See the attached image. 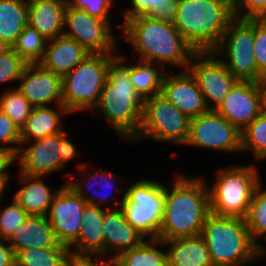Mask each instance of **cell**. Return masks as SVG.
Instances as JSON below:
<instances>
[{
	"instance_id": "cell-1",
	"label": "cell",
	"mask_w": 266,
	"mask_h": 266,
	"mask_svg": "<svg viewBox=\"0 0 266 266\" xmlns=\"http://www.w3.org/2000/svg\"><path fill=\"white\" fill-rule=\"evenodd\" d=\"M200 177L175 179L173 188L165 186L164 214L158 239L163 241L202 233L211 213L209 188Z\"/></svg>"
},
{
	"instance_id": "cell-2",
	"label": "cell",
	"mask_w": 266,
	"mask_h": 266,
	"mask_svg": "<svg viewBox=\"0 0 266 266\" xmlns=\"http://www.w3.org/2000/svg\"><path fill=\"white\" fill-rule=\"evenodd\" d=\"M120 26L122 34L140 55L141 61L159 64L164 68L170 64L187 70L191 57L196 53L174 24L136 16Z\"/></svg>"
},
{
	"instance_id": "cell-3",
	"label": "cell",
	"mask_w": 266,
	"mask_h": 266,
	"mask_svg": "<svg viewBox=\"0 0 266 266\" xmlns=\"http://www.w3.org/2000/svg\"><path fill=\"white\" fill-rule=\"evenodd\" d=\"M124 61L123 55H117L110 63L96 108L103 113L118 136L128 143L140 130L144 100L135 91L130 80V66Z\"/></svg>"
},
{
	"instance_id": "cell-4",
	"label": "cell",
	"mask_w": 266,
	"mask_h": 266,
	"mask_svg": "<svg viewBox=\"0 0 266 266\" xmlns=\"http://www.w3.org/2000/svg\"><path fill=\"white\" fill-rule=\"evenodd\" d=\"M233 19L231 0H178L173 24L195 52H213Z\"/></svg>"
},
{
	"instance_id": "cell-5",
	"label": "cell",
	"mask_w": 266,
	"mask_h": 266,
	"mask_svg": "<svg viewBox=\"0 0 266 266\" xmlns=\"http://www.w3.org/2000/svg\"><path fill=\"white\" fill-rule=\"evenodd\" d=\"M213 266H246L260 256L245 219L210 213L202 229Z\"/></svg>"
},
{
	"instance_id": "cell-6",
	"label": "cell",
	"mask_w": 266,
	"mask_h": 266,
	"mask_svg": "<svg viewBox=\"0 0 266 266\" xmlns=\"http://www.w3.org/2000/svg\"><path fill=\"white\" fill-rule=\"evenodd\" d=\"M123 192L121 200L112 197L114 208H121L128 223L145 238L157 239L164 214L165 185L142 179Z\"/></svg>"
},
{
	"instance_id": "cell-7",
	"label": "cell",
	"mask_w": 266,
	"mask_h": 266,
	"mask_svg": "<svg viewBox=\"0 0 266 266\" xmlns=\"http://www.w3.org/2000/svg\"><path fill=\"white\" fill-rule=\"evenodd\" d=\"M254 165L219 169L209 189L211 213L245 219L259 178Z\"/></svg>"
},
{
	"instance_id": "cell-8",
	"label": "cell",
	"mask_w": 266,
	"mask_h": 266,
	"mask_svg": "<svg viewBox=\"0 0 266 266\" xmlns=\"http://www.w3.org/2000/svg\"><path fill=\"white\" fill-rule=\"evenodd\" d=\"M116 54H89L62 77V104L70 113L95 108Z\"/></svg>"
},
{
	"instance_id": "cell-9",
	"label": "cell",
	"mask_w": 266,
	"mask_h": 266,
	"mask_svg": "<svg viewBox=\"0 0 266 266\" xmlns=\"http://www.w3.org/2000/svg\"><path fill=\"white\" fill-rule=\"evenodd\" d=\"M190 120L162 94L146 98L141 127L132 141L143 138L185 145L189 136Z\"/></svg>"
},
{
	"instance_id": "cell-10",
	"label": "cell",
	"mask_w": 266,
	"mask_h": 266,
	"mask_svg": "<svg viewBox=\"0 0 266 266\" xmlns=\"http://www.w3.org/2000/svg\"><path fill=\"white\" fill-rule=\"evenodd\" d=\"M225 67L240 81L259 82L254 56V19L234 18L227 27L219 46L213 51Z\"/></svg>"
},
{
	"instance_id": "cell-11",
	"label": "cell",
	"mask_w": 266,
	"mask_h": 266,
	"mask_svg": "<svg viewBox=\"0 0 266 266\" xmlns=\"http://www.w3.org/2000/svg\"><path fill=\"white\" fill-rule=\"evenodd\" d=\"M111 24L110 20L92 17L84 9H77L68 3L63 35L77 41L91 54H114L117 38Z\"/></svg>"
},
{
	"instance_id": "cell-12",
	"label": "cell",
	"mask_w": 266,
	"mask_h": 266,
	"mask_svg": "<svg viewBox=\"0 0 266 266\" xmlns=\"http://www.w3.org/2000/svg\"><path fill=\"white\" fill-rule=\"evenodd\" d=\"M187 70L194 77L209 110H215L238 81L214 52H196Z\"/></svg>"
},
{
	"instance_id": "cell-13",
	"label": "cell",
	"mask_w": 266,
	"mask_h": 266,
	"mask_svg": "<svg viewBox=\"0 0 266 266\" xmlns=\"http://www.w3.org/2000/svg\"><path fill=\"white\" fill-rule=\"evenodd\" d=\"M187 146L240 152L241 131L214 110L191 118Z\"/></svg>"
},
{
	"instance_id": "cell-14",
	"label": "cell",
	"mask_w": 266,
	"mask_h": 266,
	"mask_svg": "<svg viewBox=\"0 0 266 266\" xmlns=\"http://www.w3.org/2000/svg\"><path fill=\"white\" fill-rule=\"evenodd\" d=\"M86 205L67 183L59 188L46 218L60 244L69 248L77 240Z\"/></svg>"
},
{
	"instance_id": "cell-15",
	"label": "cell",
	"mask_w": 266,
	"mask_h": 266,
	"mask_svg": "<svg viewBox=\"0 0 266 266\" xmlns=\"http://www.w3.org/2000/svg\"><path fill=\"white\" fill-rule=\"evenodd\" d=\"M263 110L261 83L238 80L214 111L242 131Z\"/></svg>"
},
{
	"instance_id": "cell-16",
	"label": "cell",
	"mask_w": 266,
	"mask_h": 266,
	"mask_svg": "<svg viewBox=\"0 0 266 266\" xmlns=\"http://www.w3.org/2000/svg\"><path fill=\"white\" fill-rule=\"evenodd\" d=\"M61 150L62 132L23 143L12 158V163L18 161L20 172L25 175L43 177L64 168Z\"/></svg>"
},
{
	"instance_id": "cell-17",
	"label": "cell",
	"mask_w": 266,
	"mask_h": 266,
	"mask_svg": "<svg viewBox=\"0 0 266 266\" xmlns=\"http://www.w3.org/2000/svg\"><path fill=\"white\" fill-rule=\"evenodd\" d=\"M18 90L33 107L62 104V77L39 63L27 64L19 79Z\"/></svg>"
},
{
	"instance_id": "cell-18",
	"label": "cell",
	"mask_w": 266,
	"mask_h": 266,
	"mask_svg": "<svg viewBox=\"0 0 266 266\" xmlns=\"http://www.w3.org/2000/svg\"><path fill=\"white\" fill-rule=\"evenodd\" d=\"M161 94L190 119L209 112L194 77L186 69L163 78Z\"/></svg>"
},
{
	"instance_id": "cell-19",
	"label": "cell",
	"mask_w": 266,
	"mask_h": 266,
	"mask_svg": "<svg viewBox=\"0 0 266 266\" xmlns=\"http://www.w3.org/2000/svg\"><path fill=\"white\" fill-rule=\"evenodd\" d=\"M102 230L104 236V256L111 259L122 252L138 247L145 239L125 218L121 208L105 209Z\"/></svg>"
},
{
	"instance_id": "cell-20",
	"label": "cell",
	"mask_w": 266,
	"mask_h": 266,
	"mask_svg": "<svg viewBox=\"0 0 266 266\" xmlns=\"http://www.w3.org/2000/svg\"><path fill=\"white\" fill-rule=\"evenodd\" d=\"M106 208L87 204L77 240L69 247L72 257H104L102 223Z\"/></svg>"
},
{
	"instance_id": "cell-21",
	"label": "cell",
	"mask_w": 266,
	"mask_h": 266,
	"mask_svg": "<svg viewBox=\"0 0 266 266\" xmlns=\"http://www.w3.org/2000/svg\"><path fill=\"white\" fill-rule=\"evenodd\" d=\"M90 54L77 41L64 35L49 40L39 64L51 72L63 77L71 72Z\"/></svg>"
},
{
	"instance_id": "cell-22",
	"label": "cell",
	"mask_w": 266,
	"mask_h": 266,
	"mask_svg": "<svg viewBox=\"0 0 266 266\" xmlns=\"http://www.w3.org/2000/svg\"><path fill=\"white\" fill-rule=\"evenodd\" d=\"M68 0H27V24L48 40L62 36Z\"/></svg>"
},
{
	"instance_id": "cell-23",
	"label": "cell",
	"mask_w": 266,
	"mask_h": 266,
	"mask_svg": "<svg viewBox=\"0 0 266 266\" xmlns=\"http://www.w3.org/2000/svg\"><path fill=\"white\" fill-rule=\"evenodd\" d=\"M14 254L27 249L67 247L60 244L46 216H28L8 240Z\"/></svg>"
},
{
	"instance_id": "cell-24",
	"label": "cell",
	"mask_w": 266,
	"mask_h": 266,
	"mask_svg": "<svg viewBox=\"0 0 266 266\" xmlns=\"http://www.w3.org/2000/svg\"><path fill=\"white\" fill-rule=\"evenodd\" d=\"M56 105V110L49 106L33 107L24 126L20 129L21 145L64 131L61 116L70 112L63 104Z\"/></svg>"
},
{
	"instance_id": "cell-25",
	"label": "cell",
	"mask_w": 266,
	"mask_h": 266,
	"mask_svg": "<svg viewBox=\"0 0 266 266\" xmlns=\"http://www.w3.org/2000/svg\"><path fill=\"white\" fill-rule=\"evenodd\" d=\"M20 180L25 183L14 194L13 199L30 216H46L53 198L58 190L51 192L50 188L42 180V176H29L21 172Z\"/></svg>"
},
{
	"instance_id": "cell-26",
	"label": "cell",
	"mask_w": 266,
	"mask_h": 266,
	"mask_svg": "<svg viewBox=\"0 0 266 266\" xmlns=\"http://www.w3.org/2000/svg\"><path fill=\"white\" fill-rule=\"evenodd\" d=\"M168 266H213L205 240L200 235L164 241Z\"/></svg>"
},
{
	"instance_id": "cell-27",
	"label": "cell",
	"mask_w": 266,
	"mask_h": 266,
	"mask_svg": "<svg viewBox=\"0 0 266 266\" xmlns=\"http://www.w3.org/2000/svg\"><path fill=\"white\" fill-rule=\"evenodd\" d=\"M27 0H0V41L12 47L27 25Z\"/></svg>"
},
{
	"instance_id": "cell-28",
	"label": "cell",
	"mask_w": 266,
	"mask_h": 266,
	"mask_svg": "<svg viewBox=\"0 0 266 266\" xmlns=\"http://www.w3.org/2000/svg\"><path fill=\"white\" fill-rule=\"evenodd\" d=\"M165 69L159 64L141 60L138 65H130L131 83L143 100L161 94L163 78L166 74Z\"/></svg>"
},
{
	"instance_id": "cell-29",
	"label": "cell",
	"mask_w": 266,
	"mask_h": 266,
	"mask_svg": "<svg viewBox=\"0 0 266 266\" xmlns=\"http://www.w3.org/2000/svg\"><path fill=\"white\" fill-rule=\"evenodd\" d=\"M156 245H164V241L158 238L144 240L138 247L113 257V263L116 266H168L167 252H161Z\"/></svg>"
},
{
	"instance_id": "cell-30",
	"label": "cell",
	"mask_w": 266,
	"mask_h": 266,
	"mask_svg": "<svg viewBox=\"0 0 266 266\" xmlns=\"http://www.w3.org/2000/svg\"><path fill=\"white\" fill-rule=\"evenodd\" d=\"M72 256L68 247L27 249L15 254L17 266H69Z\"/></svg>"
},
{
	"instance_id": "cell-31",
	"label": "cell",
	"mask_w": 266,
	"mask_h": 266,
	"mask_svg": "<svg viewBox=\"0 0 266 266\" xmlns=\"http://www.w3.org/2000/svg\"><path fill=\"white\" fill-rule=\"evenodd\" d=\"M131 5L124 12V22L136 16H146L173 24L178 0H131Z\"/></svg>"
},
{
	"instance_id": "cell-32",
	"label": "cell",
	"mask_w": 266,
	"mask_h": 266,
	"mask_svg": "<svg viewBox=\"0 0 266 266\" xmlns=\"http://www.w3.org/2000/svg\"><path fill=\"white\" fill-rule=\"evenodd\" d=\"M48 42L46 37L27 24L11 48L27 64H36L42 60Z\"/></svg>"
},
{
	"instance_id": "cell-33",
	"label": "cell",
	"mask_w": 266,
	"mask_h": 266,
	"mask_svg": "<svg viewBox=\"0 0 266 266\" xmlns=\"http://www.w3.org/2000/svg\"><path fill=\"white\" fill-rule=\"evenodd\" d=\"M242 151H252L256 160L266 159V111L241 131Z\"/></svg>"
},
{
	"instance_id": "cell-34",
	"label": "cell",
	"mask_w": 266,
	"mask_h": 266,
	"mask_svg": "<svg viewBox=\"0 0 266 266\" xmlns=\"http://www.w3.org/2000/svg\"><path fill=\"white\" fill-rule=\"evenodd\" d=\"M261 186L259 180L245 218L250 236L258 246V237L263 236L266 239V189L263 190Z\"/></svg>"
},
{
	"instance_id": "cell-35",
	"label": "cell",
	"mask_w": 266,
	"mask_h": 266,
	"mask_svg": "<svg viewBox=\"0 0 266 266\" xmlns=\"http://www.w3.org/2000/svg\"><path fill=\"white\" fill-rule=\"evenodd\" d=\"M32 109L33 106L17 88L7 90L0 97V111L7 115L19 129L24 126Z\"/></svg>"
},
{
	"instance_id": "cell-36",
	"label": "cell",
	"mask_w": 266,
	"mask_h": 266,
	"mask_svg": "<svg viewBox=\"0 0 266 266\" xmlns=\"http://www.w3.org/2000/svg\"><path fill=\"white\" fill-rule=\"evenodd\" d=\"M92 174H89V177H86L88 179V182L90 183V185H87L86 189L87 190L85 191L84 189V185L86 183V181H70L68 182L67 184L74 190V192L78 195V196H81L86 202L87 204H90V205H95V206H101L100 204H105L109 202L108 198H107V194L106 195H103L102 196V193L101 195L100 194H96L94 191L91 192V189H93V184H95V182H97V180L99 181L100 185L105 188L106 190H108V188L112 189L114 186H113V182H111V180L113 179V176L110 172L104 170H97V172L93 171L91 172ZM92 180L95 181L93 182L92 184ZM87 182V184H88ZM84 183V184H83ZM98 184V183H96ZM98 185V186H100ZM114 191V190H113ZM93 193V195H92ZM112 193V192H111ZM96 197V198H95ZM98 199V201L96 200Z\"/></svg>"
},
{
	"instance_id": "cell-37",
	"label": "cell",
	"mask_w": 266,
	"mask_h": 266,
	"mask_svg": "<svg viewBox=\"0 0 266 266\" xmlns=\"http://www.w3.org/2000/svg\"><path fill=\"white\" fill-rule=\"evenodd\" d=\"M12 201L1 210L0 240L8 241L29 216L14 199Z\"/></svg>"
},
{
	"instance_id": "cell-38",
	"label": "cell",
	"mask_w": 266,
	"mask_h": 266,
	"mask_svg": "<svg viewBox=\"0 0 266 266\" xmlns=\"http://www.w3.org/2000/svg\"><path fill=\"white\" fill-rule=\"evenodd\" d=\"M27 63L11 48L0 53V83L19 81Z\"/></svg>"
},
{
	"instance_id": "cell-39",
	"label": "cell",
	"mask_w": 266,
	"mask_h": 266,
	"mask_svg": "<svg viewBox=\"0 0 266 266\" xmlns=\"http://www.w3.org/2000/svg\"><path fill=\"white\" fill-rule=\"evenodd\" d=\"M18 144L9 146L8 144ZM6 144L7 146H2ZM20 144V145H19ZM21 146L20 129L3 112L0 111V151L13 158Z\"/></svg>"
},
{
	"instance_id": "cell-40",
	"label": "cell",
	"mask_w": 266,
	"mask_h": 266,
	"mask_svg": "<svg viewBox=\"0 0 266 266\" xmlns=\"http://www.w3.org/2000/svg\"><path fill=\"white\" fill-rule=\"evenodd\" d=\"M254 56L259 70V82L266 76V21L254 19Z\"/></svg>"
},
{
	"instance_id": "cell-41",
	"label": "cell",
	"mask_w": 266,
	"mask_h": 266,
	"mask_svg": "<svg viewBox=\"0 0 266 266\" xmlns=\"http://www.w3.org/2000/svg\"><path fill=\"white\" fill-rule=\"evenodd\" d=\"M232 13L238 19H263L266 0H231Z\"/></svg>"
},
{
	"instance_id": "cell-42",
	"label": "cell",
	"mask_w": 266,
	"mask_h": 266,
	"mask_svg": "<svg viewBox=\"0 0 266 266\" xmlns=\"http://www.w3.org/2000/svg\"><path fill=\"white\" fill-rule=\"evenodd\" d=\"M77 9H84L92 17L110 20L109 11L113 7V0H68Z\"/></svg>"
},
{
	"instance_id": "cell-43",
	"label": "cell",
	"mask_w": 266,
	"mask_h": 266,
	"mask_svg": "<svg viewBox=\"0 0 266 266\" xmlns=\"http://www.w3.org/2000/svg\"><path fill=\"white\" fill-rule=\"evenodd\" d=\"M76 147L67 138L65 130L62 132V150H61V163L65 166L67 163L77 156Z\"/></svg>"
},
{
	"instance_id": "cell-44",
	"label": "cell",
	"mask_w": 266,
	"mask_h": 266,
	"mask_svg": "<svg viewBox=\"0 0 266 266\" xmlns=\"http://www.w3.org/2000/svg\"><path fill=\"white\" fill-rule=\"evenodd\" d=\"M14 264L15 254L12 247L8 241L0 240V266H13Z\"/></svg>"
},
{
	"instance_id": "cell-45",
	"label": "cell",
	"mask_w": 266,
	"mask_h": 266,
	"mask_svg": "<svg viewBox=\"0 0 266 266\" xmlns=\"http://www.w3.org/2000/svg\"><path fill=\"white\" fill-rule=\"evenodd\" d=\"M69 266H107V259H99L95 257H72Z\"/></svg>"
},
{
	"instance_id": "cell-46",
	"label": "cell",
	"mask_w": 266,
	"mask_h": 266,
	"mask_svg": "<svg viewBox=\"0 0 266 266\" xmlns=\"http://www.w3.org/2000/svg\"><path fill=\"white\" fill-rule=\"evenodd\" d=\"M12 158L8 156L5 152L0 151V179H9L8 172L6 169L11 167Z\"/></svg>"
},
{
	"instance_id": "cell-47",
	"label": "cell",
	"mask_w": 266,
	"mask_h": 266,
	"mask_svg": "<svg viewBox=\"0 0 266 266\" xmlns=\"http://www.w3.org/2000/svg\"><path fill=\"white\" fill-rule=\"evenodd\" d=\"M9 179H0V201L1 199L3 200L4 198L2 196H4V193L7 189V187L9 186Z\"/></svg>"
},
{
	"instance_id": "cell-48",
	"label": "cell",
	"mask_w": 266,
	"mask_h": 266,
	"mask_svg": "<svg viewBox=\"0 0 266 266\" xmlns=\"http://www.w3.org/2000/svg\"><path fill=\"white\" fill-rule=\"evenodd\" d=\"M261 83V88L263 92V105H264V110L266 111V76L262 79Z\"/></svg>"
},
{
	"instance_id": "cell-49",
	"label": "cell",
	"mask_w": 266,
	"mask_h": 266,
	"mask_svg": "<svg viewBox=\"0 0 266 266\" xmlns=\"http://www.w3.org/2000/svg\"><path fill=\"white\" fill-rule=\"evenodd\" d=\"M259 254H260L261 258L266 254V248L262 247V243L259 246Z\"/></svg>"
},
{
	"instance_id": "cell-50",
	"label": "cell",
	"mask_w": 266,
	"mask_h": 266,
	"mask_svg": "<svg viewBox=\"0 0 266 266\" xmlns=\"http://www.w3.org/2000/svg\"><path fill=\"white\" fill-rule=\"evenodd\" d=\"M107 266H116V265L113 263V260L110 258L109 260L107 259Z\"/></svg>"
},
{
	"instance_id": "cell-51",
	"label": "cell",
	"mask_w": 266,
	"mask_h": 266,
	"mask_svg": "<svg viewBox=\"0 0 266 266\" xmlns=\"http://www.w3.org/2000/svg\"><path fill=\"white\" fill-rule=\"evenodd\" d=\"M6 48V45L0 41V53Z\"/></svg>"
}]
</instances>
